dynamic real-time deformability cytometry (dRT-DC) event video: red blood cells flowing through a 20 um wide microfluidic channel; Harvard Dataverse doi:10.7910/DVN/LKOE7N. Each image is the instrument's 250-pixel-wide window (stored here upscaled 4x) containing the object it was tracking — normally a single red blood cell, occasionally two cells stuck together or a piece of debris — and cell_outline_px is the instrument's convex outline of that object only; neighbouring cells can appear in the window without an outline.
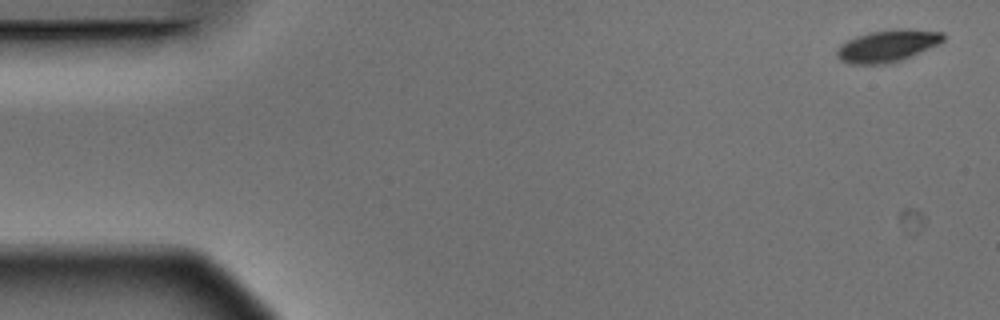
{"species": "Egyptian fruit bat (a non-hibernating species)", "species_latin": "Rousettus aegyptiacus", "temperature_condition": "warm", "stored_images_in_passage": 5, "camera_frame_rate_fps": 3000, "um_per_image_px": 0.085, "animal": {"sex": "male"}, "frame": {"image": 1, "passage_image": 1, "time_ms": 0.0, "image_size_px": [1000, 320], "cell_outline_px": [[944, 40], [940, 44], [900, 60], [888, 64], [848, 64], [840, 60], [836, 56], [836, 48], [840, 44], [856, 36], [868, 32], [896, 28], [908, 28], [944, 32]], "centroid_in_image_um": [75.42, 3.88], "position_along_channel_um": 9.6, "area_um2": 20.17}}
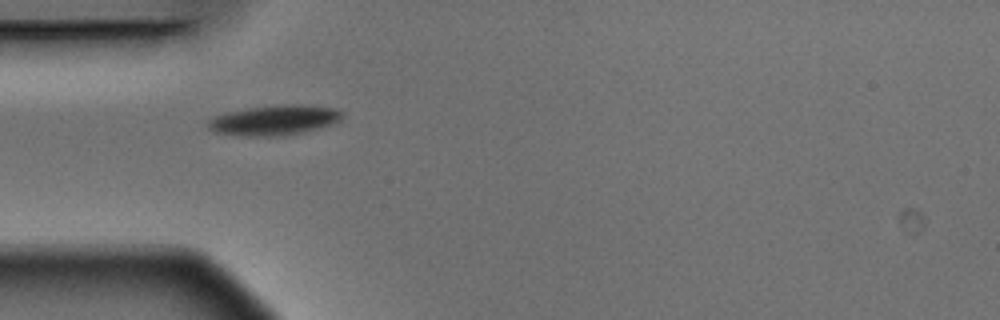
{"frame": {"image": 2, "passage_image": 4, "time_ms": 1.0, "image_size_px": [1000, 320], "cell_outline_px": [[344, 116], [340, 120], [332, 124], [300, 132], [280, 136], [240, 136], [216, 132], [208, 128], [204, 124], [208, 120], [216, 116], [228, 112], [248, 108], [284, 104], [300, 104], [336, 108], [344, 112]], "centroid_in_image_um": [23.31, 10.21], "position_along_channel_um": 61.7, "area_um2": 23.47}}
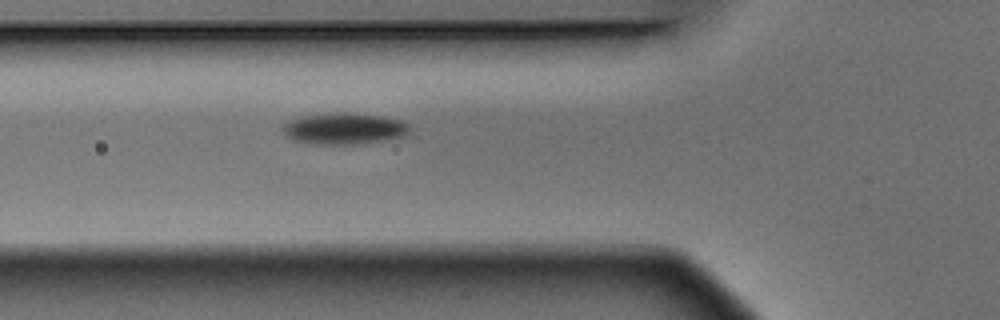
{"frame": {"image": 3, "passage_image": 5, "time_ms": 1.333, "image_size_px": [1000, 320], "cell_outline_px": [[412, 128], [408, 136], [364, 144], [312, 144], [292, 140], [284, 136], [280, 128], [288, 120], [304, 116], [384, 116], [400, 120], [408, 124]], "centroid_in_image_um": [29.28, 11.01], "position_along_channel_um": 96.5, "area_um2": 22.54}}